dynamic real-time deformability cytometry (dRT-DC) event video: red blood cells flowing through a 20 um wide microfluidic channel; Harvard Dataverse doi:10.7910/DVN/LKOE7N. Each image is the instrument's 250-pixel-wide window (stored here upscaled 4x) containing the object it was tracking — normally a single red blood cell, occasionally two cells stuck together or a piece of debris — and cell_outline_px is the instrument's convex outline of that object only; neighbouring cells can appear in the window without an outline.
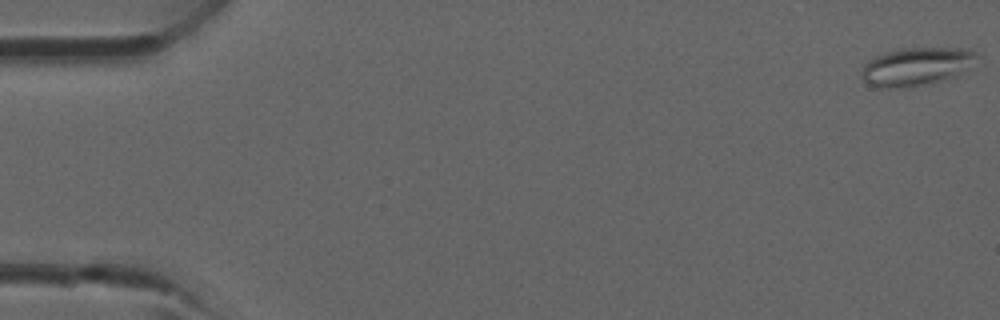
{"species": "common noctule bat (a hibernating species)", "species_latin": "Nyctalus noctula", "temperature_condition": "room temperature", "stored_images_in_passage": 41, "camera_frame_rate_fps": 3000, "um_per_image_px": 0.085, "animal": {"sex": "male", "forearm_length_mm": 52.5}, "frame": {"image": 1, "passage_image": 1, "time_ms": 0.0, "image_size_px": [1000, 320], "cell_outline_px": [[976, 56], [956, 76], [932, 84], [908, 88], [876, 88], [868, 84], [860, 76], [860, 72], [864, 64], [868, 60], [876, 56], [888, 52], [904, 48], [968, 48], [976, 52]], "centroid_in_image_um": [77.8, 5.68], "position_along_channel_um": 7.2, "area_um2": 25.61}}
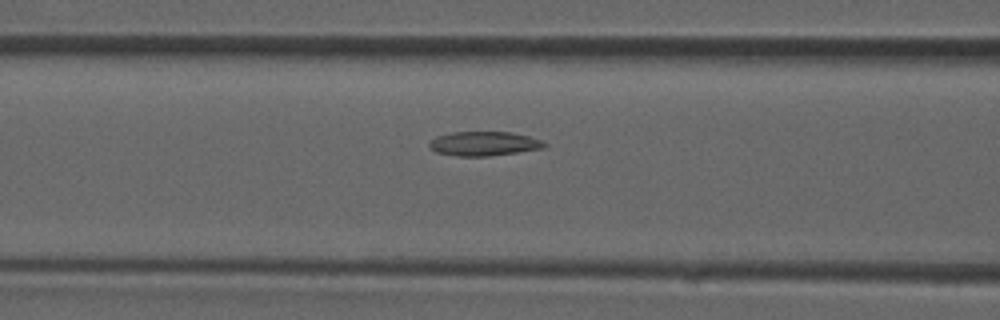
{"frame": {"image": 2, "passage_image": 17, "time_ms": 5.333, "image_size_px": [1000, 320], "cell_outline_px": [[548, 144], [544, 148], [488, 156], [456, 156], [436, 152], [428, 144], [436, 136], [452, 132], [512, 132], [528, 136], [540, 140]], "centroid_in_image_um": [41.13, 12.21], "position_along_channel_um": 125.5, "area_um2": 16.13}}
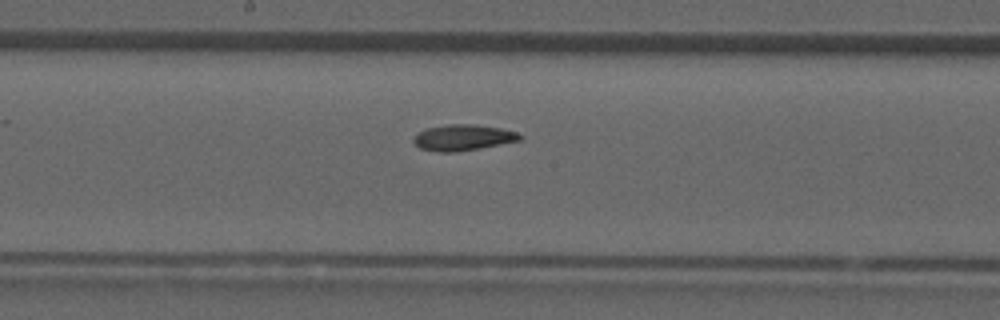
{"frame": {"image": 3, "passage_image": 22, "time_ms": 7.0, "image_size_px": [1000, 320], "cell_outline_px": [[524, 140], [480, 148], [456, 152], [436, 152], [420, 148], [412, 140], [412, 136], [428, 128], [448, 124], [476, 124], [500, 128], [516, 132], [524, 136]], "centroid_in_image_um": [39.39, 11.7], "position_along_channel_um": 208.8, "area_um2": 16.24}}